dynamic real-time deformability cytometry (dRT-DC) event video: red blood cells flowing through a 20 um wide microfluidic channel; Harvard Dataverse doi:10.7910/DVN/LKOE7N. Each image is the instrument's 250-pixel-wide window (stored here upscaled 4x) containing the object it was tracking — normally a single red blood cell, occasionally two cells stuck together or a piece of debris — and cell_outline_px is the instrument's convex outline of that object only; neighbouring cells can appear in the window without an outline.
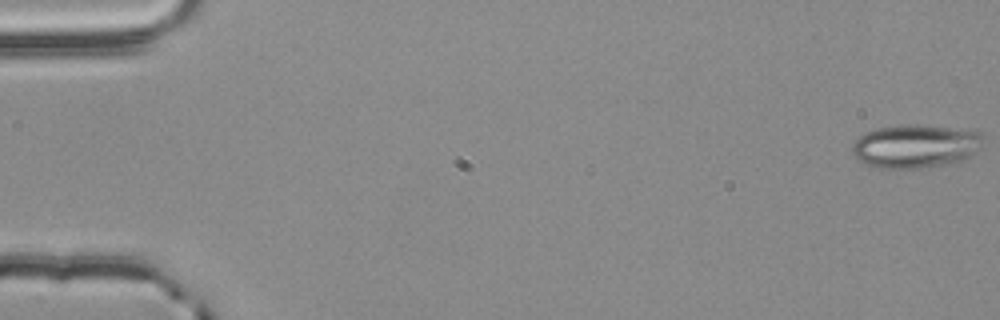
{"species": "common noctule bat (a hibernating species)", "species_latin": "Nyctalus noctula", "temperature_condition": "room temperature", "stored_images_in_passage": 10, "camera_frame_rate_fps": 3000, "um_per_image_px": 0.085, "animal": {"sex": "male", "body_mass_g": 20.4}, "frame": {"image": 1, "passage_image": 1, "time_ms": 0.0, "image_size_px": [1000, 320], "cell_outline_px": [[984, 148], [964, 160], [956, 164], [920, 168], [880, 168], [856, 160], [852, 156], [852, 144], [864, 132], [880, 128], [900, 124], [916, 124], [980, 132], [984, 136]], "centroid_in_image_um": [77.86, 12.44], "position_along_channel_um": 7.1, "area_um2": 33.76}}